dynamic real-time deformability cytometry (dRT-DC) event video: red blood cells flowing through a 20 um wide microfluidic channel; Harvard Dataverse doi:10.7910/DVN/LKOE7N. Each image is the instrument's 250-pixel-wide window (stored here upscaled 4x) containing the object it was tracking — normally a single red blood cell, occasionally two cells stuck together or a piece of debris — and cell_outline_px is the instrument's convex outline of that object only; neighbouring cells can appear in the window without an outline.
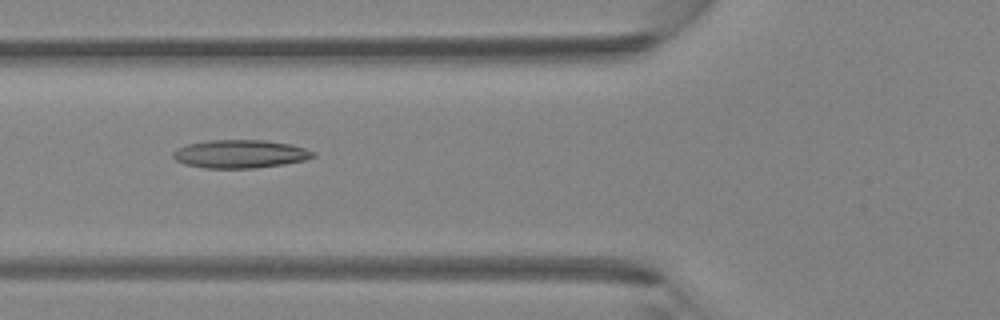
{"species": "Egyptian fruit bat (a non-hibernating species)", "species_latin": "Rousettus aegyptiacus", "temperature_condition": "room temperature", "stored_images_in_passage": 5, "camera_frame_rate_fps": 3000, "um_per_image_px": 0.085, "animal": {"sex": "female"}, "frame": {"image": 1, "passage_image": 5, "time_ms": 1.333, "image_size_px": [1000, 320], "cell_outline_px": [[316, 156], [308, 160], [284, 164], [256, 168], [204, 168], [184, 164], [176, 160], [172, 156], [172, 152], [176, 148], [188, 144], [208, 140], [264, 140], [292, 144], [316, 152]], "centroid_in_image_um": [20.43, 13.09], "position_along_channel_um": 105.4, "area_um2": 23.29}}